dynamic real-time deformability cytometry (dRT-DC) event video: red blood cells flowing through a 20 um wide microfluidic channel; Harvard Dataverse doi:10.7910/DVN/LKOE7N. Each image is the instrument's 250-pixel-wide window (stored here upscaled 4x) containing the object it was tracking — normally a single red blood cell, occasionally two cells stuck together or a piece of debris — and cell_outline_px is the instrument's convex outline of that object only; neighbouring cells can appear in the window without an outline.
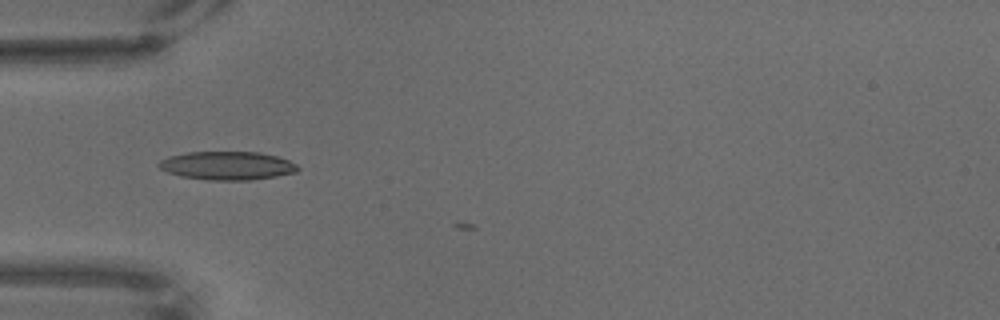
{"species": "common noctule bat (a hibernating species)", "species_latin": "Nyctalus noctula", "temperature_condition": "warm", "stored_images_in_passage": 8, "camera_frame_rate_fps": 3000, "um_per_image_px": 0.085, "animal": {"sex": "male", "body_mass_g": 18.8}, "frame": {"image": 1, "passage_image": 5, "time_ms": 1.333, "image_size_px": [1000, 320], "cell_outline_px": [[300, 168], [296, 172], [276, 176], [252, 180], [208, 180], [180, 176], [168, 172], [160, 168], [156, 164], [160, 160], [168, 156], [188, 152], [260, 152], [276, 156], [288, 160], [296, 164]], "centroid_in_image_um": [19.3, 14.08], "position_along_channel_um": 65.7, "area_um2": 23.06}}